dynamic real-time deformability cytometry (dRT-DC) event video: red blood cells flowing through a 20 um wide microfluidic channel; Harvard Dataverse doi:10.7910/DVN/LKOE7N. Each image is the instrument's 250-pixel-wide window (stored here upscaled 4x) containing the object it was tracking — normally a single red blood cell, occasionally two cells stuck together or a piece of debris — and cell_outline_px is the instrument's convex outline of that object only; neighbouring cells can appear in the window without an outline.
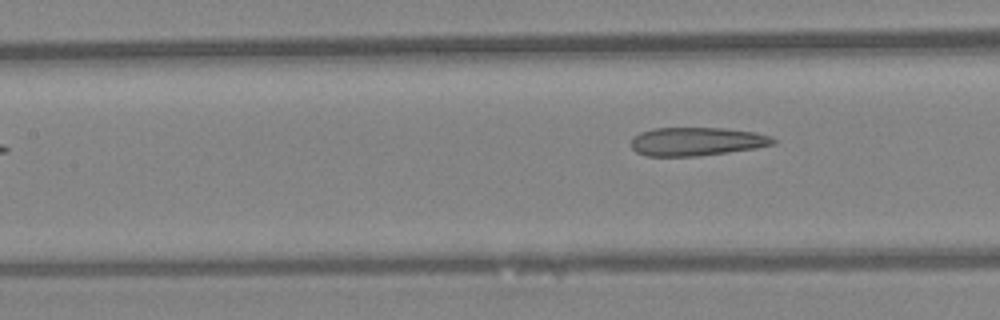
{"species": "Egyptian fruit bat (a non-hibernating species)", "species_latin": "Rousettus aegyptiacus", "temperature_condition": "warm", "stored_images_in_passage": 5, "camera_frame_rate_fps": 3000, "um_per_image_px": 0.085, "animal": {"sex": "female"}, "frame": {"image": 1, "passage_image": 5, "time_ms": 1.333, "image_size_px": [1000, 320], "cell_outline_px": [[776, 144], [756, 148], [700, 156], [648, 156], [636, 152], [632, 148], [632, 136], [640, 132], [656, 128], [724, 128], [756, 132], [772, 136], [776, 140]], "centroid_in_image_um": [59.25, 12.02], "position_along_channel_um": 148.2, "area_um2": 23.7}}